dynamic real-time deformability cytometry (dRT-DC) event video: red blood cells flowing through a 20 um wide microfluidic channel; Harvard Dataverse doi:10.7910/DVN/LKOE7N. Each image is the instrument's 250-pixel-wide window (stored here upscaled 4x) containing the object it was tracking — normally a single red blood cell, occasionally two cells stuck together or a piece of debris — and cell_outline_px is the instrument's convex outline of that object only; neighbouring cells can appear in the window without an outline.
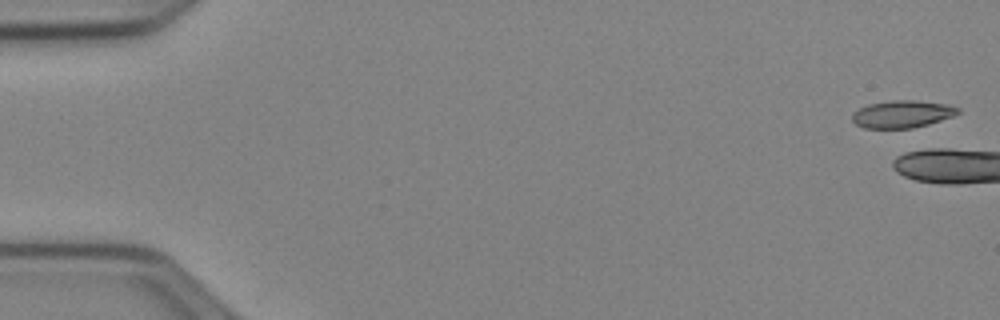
{"species": "Egyptian fruit bat (a non-hibernating species)", "species_latin": "Rousettus aegyptiacus", "temperature_condition": "cold", "stored_images_in_passage": 6, "camera_frame_rate_fps": 3000, "um_per_image_px": 0.085, "animal": {"sex": "female"}, "frame": {"image": 1, "passage_image": 1, "time_ms": 0.0, "image_size_px": [1000, 320], "cell_outline_px": [[960, 112], [952, 116], [928, 124], [912, 128], [864, 128], [856, 124], [852, 120], [852, 116], [860, 108], [868, 104], [892, 100], [916, 100], [948, 104], [960, 108]], "centroid_in_image_um": [76.71, 9.69], "position_along_channel_um": 8.3, "area_um2": 16.76}}